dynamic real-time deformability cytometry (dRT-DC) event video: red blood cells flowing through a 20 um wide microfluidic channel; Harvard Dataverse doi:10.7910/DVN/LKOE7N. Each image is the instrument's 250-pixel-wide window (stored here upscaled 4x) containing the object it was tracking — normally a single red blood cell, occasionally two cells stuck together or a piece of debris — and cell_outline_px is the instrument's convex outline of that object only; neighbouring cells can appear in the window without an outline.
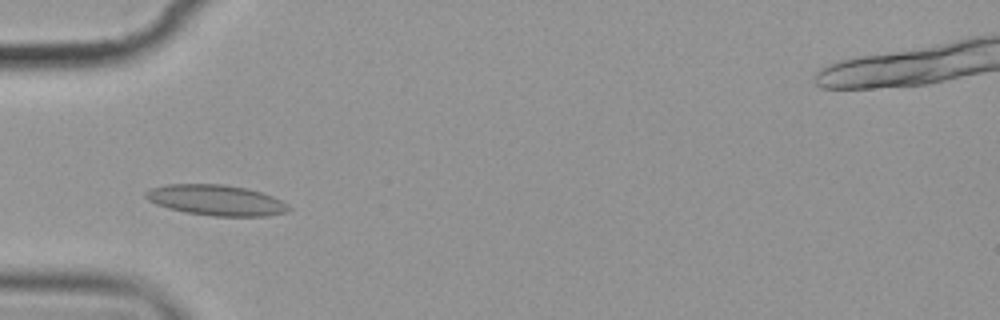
{"species": "common noctule bat (a hibernating species)", "species_latin": "Nyctalus noctula", "temperature_condition": "cold", "stored_images_in_passage": 4, "camera_frame_rate_fps": 3000, "um_per_image_px": 0.085, "animal": {"sex": "female", "body_mass_g": 19.9}, "frame": {"image": 1, "passage_image": 3, "time_ms": 2.333, "image_size_px": [1000, 320], "cell_outline_px": [[292, 208], [288, 212], [268, 216], [212, 216], [184, 212], [168, 208], [156, 204], [148, 200], [144, 196], [144, 192], [152, 188], [168, 184], [224, 184], [244, 188], [260, 192], [272, 196], [288, 204]], "centroid_in_image_um": [18.38, 17.02], "position_along_channel_um": 66.6, "area_um2": 25.55}}
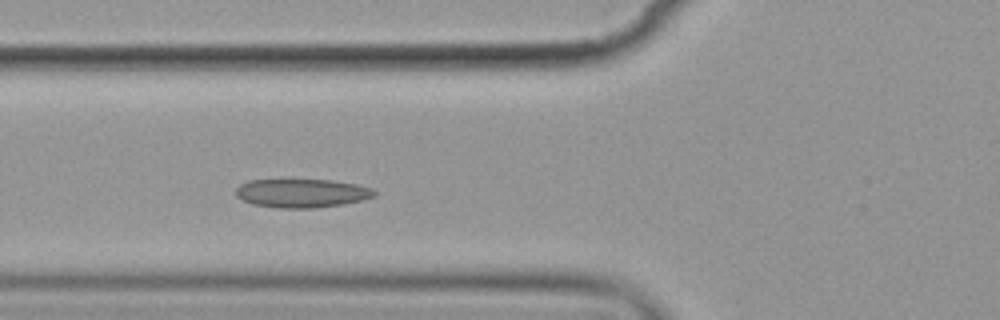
{"frame": {"image": 2, "passage_image": 4, "time_ms": 3.333, "image_size_px": [1000, 320], "cell_outline_px": [[376, 192], [372, 196], [360, 200], [344, 204], [316, 208], [280, 208], [252, 204], [240, 200], [236, 196], [236, 188], [240, 184], [248, 180], [332, 180], [356, 184], [372, 188]], "centroid_in_image_um": [25.6, 16.42], "position_along_channel_um": 100.2, "area_um2": 23.12}}